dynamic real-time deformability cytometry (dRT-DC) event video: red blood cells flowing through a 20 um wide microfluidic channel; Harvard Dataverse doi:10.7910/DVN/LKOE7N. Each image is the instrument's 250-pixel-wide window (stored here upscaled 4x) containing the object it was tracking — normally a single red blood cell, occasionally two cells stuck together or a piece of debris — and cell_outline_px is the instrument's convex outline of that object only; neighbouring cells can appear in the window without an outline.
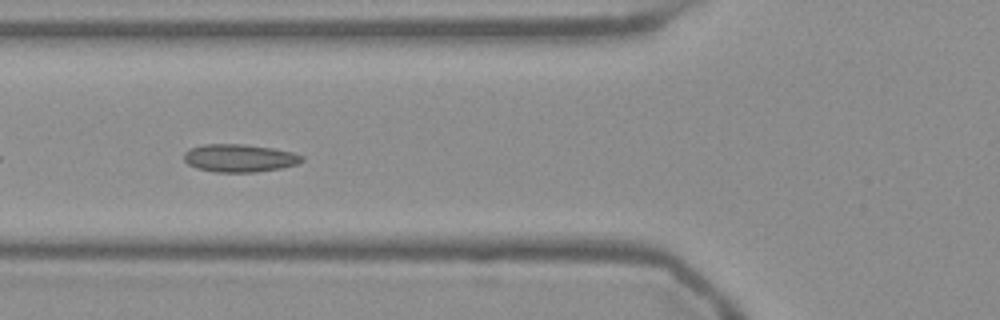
{"species": "Egyptian fruit bat (a non-hibernating species)", "species_latin": "Rousettus aegyptiacus", "temperature_condition": "warm", "stored_images_in_passage": 39, "camera_frame_rate_fps": 3000, "um_per_image_px": 0.085, "frame": {"image": 1, "passage_image": 5, "time_ms": 1.333, "image_size_px": [1000, 320], "cell_outline_px": [[304, 160], [296, 164], [280, 168], [256, 172], [216, 172], [196, 168], [188, 164], [184, 160], [184, 152], [188, 148], [204, 144], [244, 144], [272, 148], [292, 152], [304, 156]], "centroid_in_image_um": [20.33, 13.43], "position_along_channel_um": 105.5, "area_um2": 19.19}}
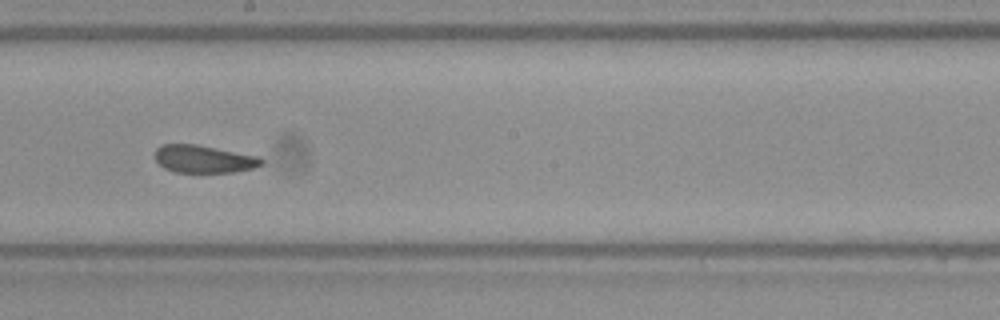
{"frame": {"image": 2, "passage_image": 15, "time_ms": 4.667, "image_size_px": [1000, 320], "cell_outline_px": [[264, 164], [252, 168], [232, 172], [176, 172], [164, 168], [156, 160], [156, 148], [160, 144], [196, 144], [260, 156], [264, 160]], "centroid_in_image_um": [17.34, 13.51], "position_along_channel_um": 230.9, "area_um2": 17.17}}
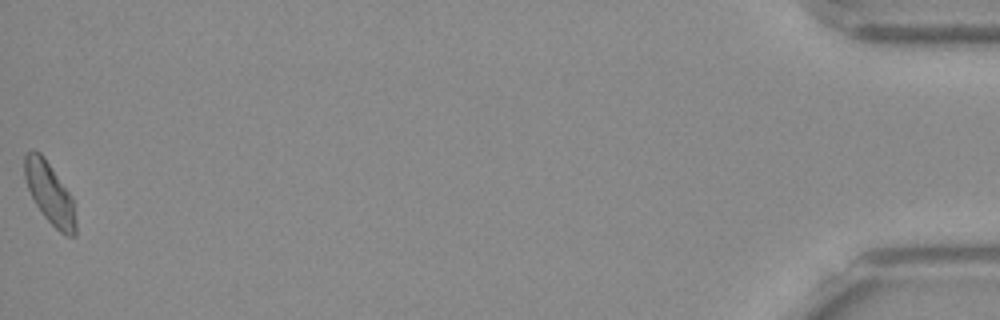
{"frame": {"image": 3, "passage_image": 39, "time_ms": 12.667, "image_size_px": [1000, 320], "cell_outline_px": [[76, 236], [64, 236], [44, 216], [36, 204], [28, 188], [24, 176], [24, 152], [32, 148], [40, 152], [44, 156], [72, 196], [76, 220]], "centroid_in_image_um": [4.22, 16.39], "position_along_channel_um": 431.0, "area_um2": 18.44}, "authors_computed_cell_mechanics": {"area_um2": 17.918, "velocity_mm_per_s": 3.7577, "shape_relaxation_time_tau1_ms": null, "shape_relaxation_time_tau2_ms": 1.67, "deformation_change_tau1": null, "deformation_change_tau2": 0.0681}}